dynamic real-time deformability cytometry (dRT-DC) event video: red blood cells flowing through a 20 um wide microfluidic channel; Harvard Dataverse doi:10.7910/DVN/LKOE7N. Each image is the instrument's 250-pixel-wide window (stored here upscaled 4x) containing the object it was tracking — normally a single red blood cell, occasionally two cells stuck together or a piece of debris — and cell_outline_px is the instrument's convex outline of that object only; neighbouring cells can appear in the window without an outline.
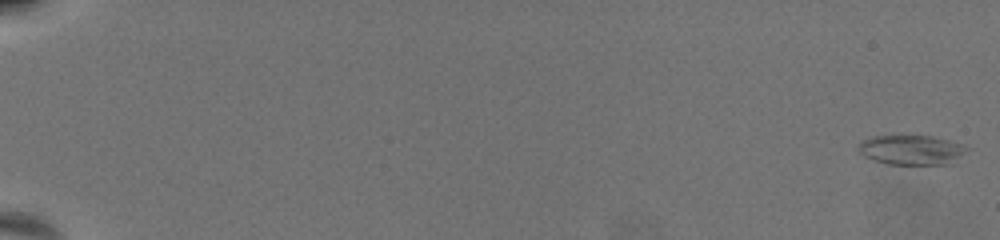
{"species": "common noctule bat (a hibernating species)", "species_latin": "Nyctalus noctula", "temperature_condition": "warm", "stored_images_in_passage": 60, "camera_frame_rate_fps": 3000, "um_per_image_px": 0.085, "animal": {"sex": "female", "body_mass_g": 19.5, "forearm_length_mm": 54.1}, "frame": {"image": 1, "passage_image": 1, "time_ms": 0.0, "image_size_px": [1000, 240], "cell_outline_px": [[972, 148], [948, 164], [888, 164], [872, 160], [864, 156], [856, 148], [856, 144], [860, 140], [872, 136], [892, 132], [932, 136], [964, 144]], "centroid_in_image_um": [77.39, 12.67], "position_along_channel_um": 7.6, "area_um2": 19.83}}
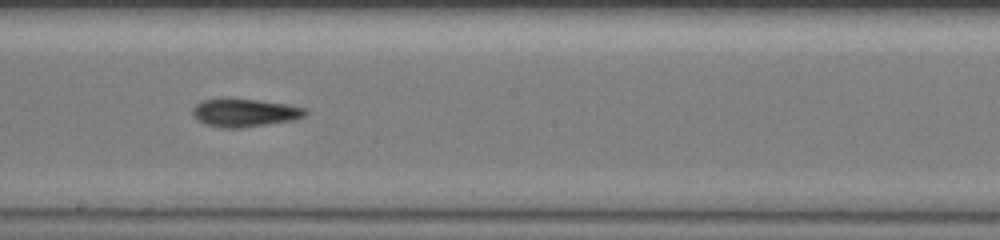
{"frame": {"image": 2, "passage_image": 38, "time_ms": 12.333, "image_size_px": [1000, 240], "cell_outline_px": [[308, 112], [304, 116], [296, 120], [240, 128], [224, 128], [204, 124], [196, 120], [192, 116], [192, 108], [196, 104], [204, 100], [256, 100], [284, 104], [308, 108]], "centroid_in_image_um": [20.81, 9.61], "position_along_channel_um": 227.4, "area_um2": 18.21}}
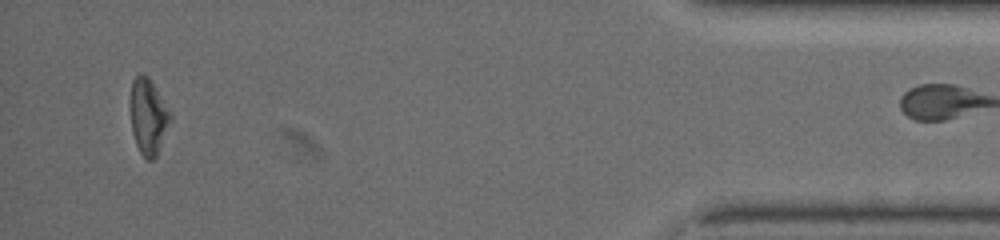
{"frame": {"image": 3, "passage_image": 59, "time_ms": 19.333, "image_size_px": [1000, 240], "cell_outline_px": [[172, 120], [156, 156], [152, 160], [148, 160], [140, 152], [136, 144], [132, 132], [128, 108], [128, 104], [132, 80], [140, 72], [144, 72], [148, 76], [172, 112]], "centroid_in_image_um": [12.58, 9.85], "position_along_channel_um": 422.6, "area_um2": 18.32}}